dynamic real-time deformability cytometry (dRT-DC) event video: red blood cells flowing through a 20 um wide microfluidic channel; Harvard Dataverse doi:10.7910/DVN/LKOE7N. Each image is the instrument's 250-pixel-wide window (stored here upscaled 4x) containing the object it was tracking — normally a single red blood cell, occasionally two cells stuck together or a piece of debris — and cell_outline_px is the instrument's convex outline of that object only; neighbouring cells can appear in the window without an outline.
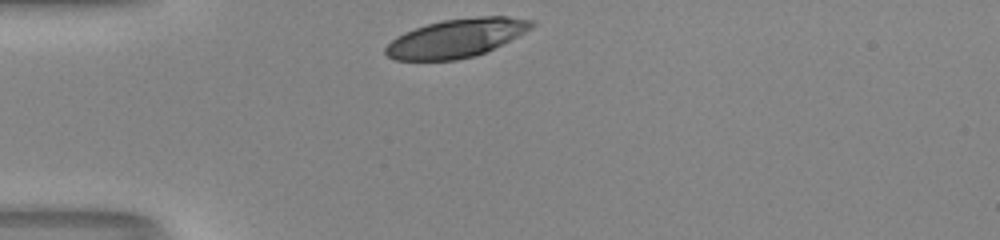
{"species": "human", "species_latin": "Homo sapiens", "temperature_condition": "room temperature", "stored_images_in_passage": 28, "camera_frame_rate_fps": 3000, "um_per_image_px": 0.085, "donor": {"sex": "male"}, "frame": {"image": 1, "passage_image": 1, "time_ms": 0.0, "image_size_px": [1000, 240], "cell_outline_px": [[536, 24], [532, 28], [476, 56], [456, 60], [396, 60], [388, 56], [384, 52], [384, 48], [396, 36], [404, 32], [428, 24], [444, 20], [480, 16], [508, 16], [532, 20]], "centroid_in_image_um": [38.76, 3.24], "position_along_channel_um": 46.2, "area_um2": 32.37}}
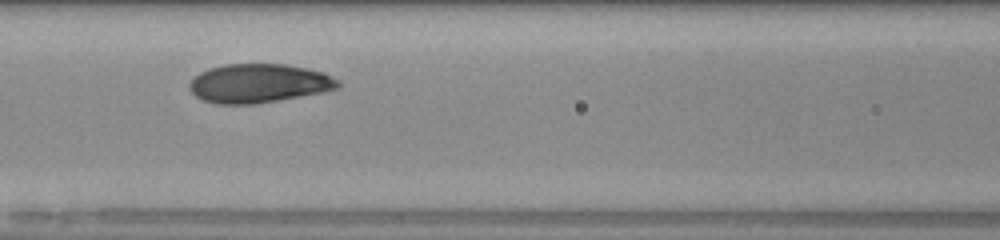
{"frame": {"image": 2, "passage_image": 10, "time_ms": 3.0, "image_size_px": [1000, 240], "cell_outline_px": [[340, 88], [324, 92], [256, 104], [216, 104], [204, 100], [196, 96], [188, 88], [188, 84], [200, 72], [208, 68], [224, 64], [284, 64], [324, 72], [340, 80]], "centroid_in_image_um": [22.01, 7.08], "position_along_channel_um": 144.6, "area_um2": 33.81}}
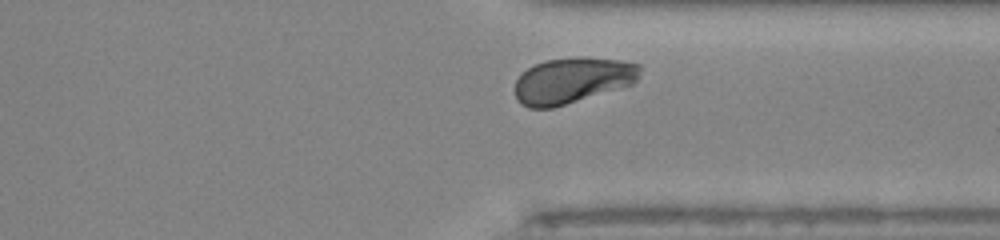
{"frame": {"image": 3, "passage_image": 26, "time_ms": 8.333, "image_size_px": [1000, 240], "cell_outline_px": [[640, 76], [632, 84], [552, 108], [528, 108], [520, 104], [516, 100], [516, 80], [528, 68], [544, 60], [580, 56], [584, 56], [620, 60], [640, 64]], "centroid_in_image_um": [48.65, 6.82], "position_along_channel_um": 362.8, "area_um2": 33.35}, "authors_computed_cell_mechanics": {"area_um2": 33.6974, "velocity_mm_per_s": 4.0827, "shape_relaxation_time_tau1_ms": 2.7735, "shape_relaxation_time_tau2_ms": null, "deformation_change_tau1": 0.1347, "deformation_change_tau2": null}}